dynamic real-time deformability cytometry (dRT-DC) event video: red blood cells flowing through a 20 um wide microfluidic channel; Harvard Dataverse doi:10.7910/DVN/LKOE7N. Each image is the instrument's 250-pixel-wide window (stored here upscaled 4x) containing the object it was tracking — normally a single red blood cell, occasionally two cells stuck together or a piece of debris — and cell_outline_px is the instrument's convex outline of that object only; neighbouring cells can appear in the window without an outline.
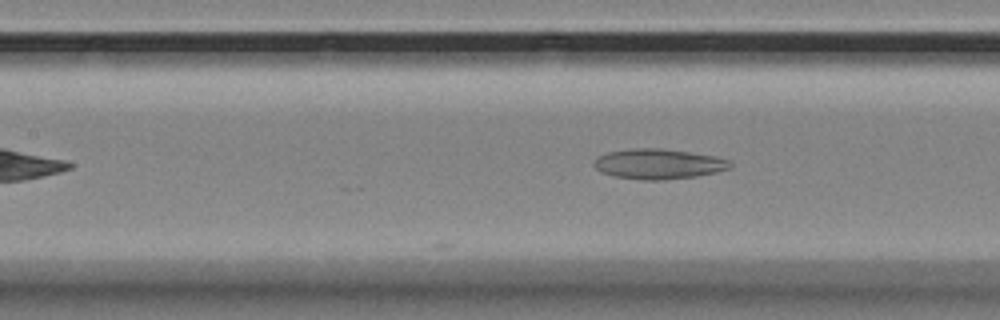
{"species": "Egyptian fruit bat (a non-hibernating species)", "species_latin": "Rousettus aegyptiacus", "temperature_condition": "room temperature", "stored_images_in_passage": 12, "camera_frame_rate_fps": 3000, "um_per_image_px": 0.085, "animal": {"sex": "female"}, "frame": {"image": 1, "passage_image": 12, "time_ms": 3.667, "image_size_px": [1000, 320], "cell_outline_px": [[732, 168], [716, 172], [696, 176], [664, 180], [644, 180], [612, 176], [600, 172], [592, 164], [600, 156], [608, 152], [632, 148], [660, 148], [716, 156], [728, 160], [732, 164]], "centroid_in_image_um": [55.97, 13.94], "position_along_channel_um": 151.4, "area_um2": 23.93}}